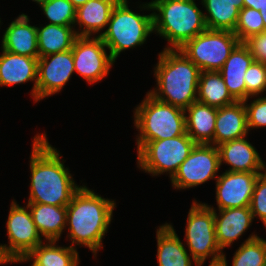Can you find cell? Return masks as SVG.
Here are the masks:
<instances>
[{
	"label": "cell",
	"mask_w": 266,
	"mask_h": 266,
	"mask_svg": "<svg viewBox=\"0 0 266 266\" xmlns=\"http://www.w3.org/2000/svg\"><path fill=\"white\" fill-rule=\"evenodd\" d=\"M114 5L105 0H89L76 9V20L74 27L79 25L77 36L100 37L108 26L109 18ZM80 30V32H79ZM101 32V33H100Z\"/></svg>",
	"instance_id": "cell-24"
},
{
	"label": "cell",
	"mask_w": 266,
	"mask_h": 266,
	"mask_svg": "<svg viewBox=\"0 0 266 266\" xmlns=\"http://www.w3.org/2000/svg\"><path fill=\"white\" fill-rule=\"evenodd\" d=\"M6 229L9 245L0 244V251L9 263H15L19 258L27 256L43 243L28 205L19 206L14 199L10 205Z\"/></svg>",
	"instance_id": "cell-10"
},
{
	"label": "cell",
	"mask_w": 266,
	"mask_h": 266,
	"mask_svg": "<svg viewBox=\"0 0 266 266\" xmlns=\"http://www.w3.org/2000/svg\"><path fill=\"white\" fill-rule=\"evenodd\" d=\"M246 100L257 97L266 91V64L253 61L245 76Z\"/></svg>",
	"instance_id": "cell-32"
},
{
	"label": "cell",
	"mask_w": 266,
	"mask_h": 266,
	"mask_svg": "<svg viewBox=\"0 0 266 266\" xmlns=\"http://www.w3.org/2000/svg\"><path fill=\"white\" fill-rule=\"evenodd\" d=\"M8 264L9 262L2 256L1 251H0V265L3 264Z\"/></svg>",
	"instance_id": "cell-41"
},
{
	"label": "cell",
	"mask_w": 266,
	"mask_h": 266,
	"mask_svg": "<svg viewBox=\"0 0 266 266\" xmlns=\"http://www.w3.org/2000/svg\"><path fill=\"white\" fill-rule=\"evenodd\" d=\"M264 6H266V0H243V7L254 8L260 11Z\"/></svg>",
	"instance_id": "cell-36"
},
{
	"label": "cell",
	"mask_w": 266,
	"mask_h": 266,
	"mask_svg": "<svg viewBox=\"0 0 266 266\" xmlns=\"http://www.w3.org/2000/svg\"><path fill=\"white\" fill-rule=\"evenodd\" d=\"M73 6L77 9L78 7L84 5L89 0H69Z\"/></svg>",
	"instance_id": "cell-38"
},
{
	"label": "cell",
	"mask_w": 266,
	"mask_h": 266,
	"mask_svg": "<svg viewBox=\"0 0 266 266\" xmlns=\"http://www.w3.org/2000/svg\"><path fill=\"white\" fill-rule=\"evenodd\" d=\"M2 50L0 55V87L34 81L31 96L36 103L38 58Z\"/></svg>",
	"instance_id": "cell-17"
},
{
	"label": "cell",
	"mask_w": 266,
	"mask_h": 266,
	"mask_svg": "<svg viewBox=\"0 0 266 266\" xmlns=\"http://www.w3.org/2000/svg\"><path fill=\"white\" fill-rule=\"evenodd\" d=\"M249 207L253 218L258 217L266 228V171L257 177Z\"/></svg>",
	"instance_id": "cell-33"
},
{
	"label": "cell",
	"mask_w": 266,
	"mask_h": 266,
	"mask_svg": "<svg viewBox=\"0 0 266 266\" xmlns=\"http://www.w3.org/2000/svg\"><path fill=\"white\" fill-rule=\"evenodd\" d=\"M36 28L39 57L71 50L77 37L74 26L47 24Z\"/></svg>",
	"instance_id": "cell-27"
},
{
	"label": "cell",
	"mask_w": 266,
	"mask_h": 266,
	"mask_svg": "<svg viewBox=\"0 0 266 266\" xmlns=\"http://www.w3.org/2000/svg\"><path fill=\"white\" fill-rule=\"evenodd\" d=\"M33 249L27 256L15 263L32 262L31 266H79L81 262L77 249L56 245L57 241H45Z\"/></svg>",
	"instance_id": "cell-25"
},
{
	"label": "cell",
	"mask_w": 266,
	"mask_h": 266,
	"mask_svg": "<svg viewBox=\"0 0 266 266\" xmlns=\"http://www.w3.org/2000/svg\"><path fill=\"white\" fill-rule=\"evenodd\" d=\"M253 61L254 57L250 54L248 47L240 42L218 71L224 79L229 93L236 101L246 100L244 76Z\"/></svg>",
	"instance_id": "cell-20"
},
{
	"label": "cell",
	"mask_w": 266,
	"mask_h": 266,
	"mask_svg": "<svg viewBox=\"0 0 266 266\" xmlns=\"http://www.w3.org/2000/svg\"><path fill=\"white\" fill-rule=\"evenodd\" d=\"M105 1H108V2L112 3L114 6H116V5L122 4L126 0H105Z\"/></svg>",
	"instance_id": "cell-40"
},
{
	"label": "cell",
	"mask_w": 266,
	"mask_h": 266,
	"mask_svg": "<svg viewBox=\"0 0 266 266\" xmlns=\"http://www.w3.org/2000/svg\"><path fill=\"white\" fill-rule=\"evenodd\" d=\"M264 31L265 25L260 11L247 7H243L239 11L238 22L233 33L240 42Z\"/></svg>",
	"instance_id": "cell-31"
},
{
	"label": "cell",
	"mask_w": 266,
	"mask_h": 266,
	"mask_svg": "<svg viewBox=\"0 0 266 266\" xmlns=\"http://www.w3.org/2000/svg\"><path fill=\"white\" fill-rule=\"evenodd\" d=\"M158 56L154 66L157 86L148 93L161 102L185 110L197 101L201 70L180 49L164 48Z\"/></svg>",
	"instance_id": "cell-3"
},
{
	"label": "cell",
	"mask_w": 266,
	"mask_h": 266,
	"mask_svg": "<svg viewBox=\"0 0 266 266\" xmlns=\"http://www.w3.org/2000/svg\"><path fill=\"white\" fill-rule=\"evenodd\" d=\"M195 144L187 133L170 139L146 142L137 151V167L152 174V177L168 172L171 179Z\"/></svg>",
	"instance_id": "cell-7"
},
{
	"label": "cell",
	"mask_w": 266,
	"mask_h": 266,
	"mask_svg": "<svg viewBox=\"0 0 266 266\" xmlns=\"http://www.w3.org/2000/svg\"><path fill=\"white\" fill-rule=\"evenodd\" d=\"M134 126L138 129L137 150L146 142L170 139L186 133L185 111L155 99L148 92L134 111Z\"/></svg>",
	"instance_id": "cell-5"
},
{
	"label": "cell",
	"mask_w": 266,
	"mask_h": 266,
	"mask_svg": "<svg viewBox=\"0 0 266 266\" xmlns=\"http://www.w3.org/2000/svg\"><path fill=\"white\" fill-rule=\"evenodd\" d=\"M226 261L225 253H223L222 259L220 262L217 263H210L209 266H228Z\"/></svg>",
	"instance_id": "cell-37"
},
{
	"label": "cell",
	"mask_w": 266,
	"mask_h": 266,
	"mask_svg": "<svg viewBox=\"0 0 266 266\" xmlns=\"http://www.w3.org/2000/svg\"><path fill=\"white\" fill-rule=\"evenodd\" d=\"M255 61L266 64V31L253 35L243 42Z\"/></svg>",
	"instance_id": "cell-35"
},
{
	"label": "cell",
	"mask_w": 266,
	"mask_h": 266,
	"mask_svg": "<svg viewBox=\"0 0 266 266\" xmlns=\"http://www.w3.org/2000/svg\"><path fill=\"white\" fill-rule=\"evenodd\" d=\"M186 221L185 244L195 262L204 264L210 257V263L220 262L224 252L216 239L214 210L193 200Z\"/></svg>",
	"instance_id": "cell-8"
},
{
	"label": "cell",
	"mask_w": 266,
	"mask_h": 266,
	"mask_svg": "<svg viewBox=\"0 0 266 266\" xmlns=\"http://www.w3.org/2000/svg\"><path fill=\"white\" fill-rule=\"evenodd\" d=\"M40 7L49 20L48 24L74 26L76 8L69 0H45Z\"/></svg>",
	"instance_id": "cell-30"
},
{
	"label": "cell",
	"mask_w": 266,
	"mask_h": 266,
	"mask_svg": "<svg viewBox=\"0 0 266 266\" xmlns=\"http://www.w3.org/2000/svg\"><path fill=\"white\" fill-rule=\"evenodd\" d=\"M32 1L36 2L40 6L45 0H32Z\"/></svg>",
	"instance_id": "cell-42"
},
{
	"label": "cell",
	"mask_w": 266,
	"mask_h": 266,
	"mask_svg": "<svg viewBox=\"0 0 266 266\" xmlns=\"http://www.w3.org/2000/svg\"><path fill=\"white\" fill-rule=\"evenodd\" d=\"M128 2L113 7L107 29L100 36L115 62L121 52L145 44L147 37L154 33L153 13H135L129 9Z\"/></svg>",
	"instance_id": "cell-6"
},
{
	"label": "cell",
	"mask_w": 266,
	"mask_h": 266,
	"mask_svg": "<svg viewBox=\"0 0 266 266\" xmlns=\"http://www.w3.org/2000/svg\"><path fill=\"white\" fill-rule=\"evenodd\" d=\"M247 102L248 99L244 101L248 130L266 127V96H258L250 104H247Z\"/></svg>",
	"instance_id": "cell-34"
},
{
	"label": "cell",
	"mask_w": 266,
	"mask_h": 266,
	"mask_svg": "<svg viewBox=\"0 0 266 266\" xmlns=\"http://www.w3.org/2000/svg\"><path fill=\"white\" fill-rule=\"evenodd\" d=\"M232 266H266V240L252 233L235 251Z\"/></svg>",
	"instance_id": "cell-29"
},
{
	"label": "cell",
	"mask_w": 266,
	"mask_h": 266,
	"mask_svg": "<svg viewBox=\"0 0 266 266\" xmlns=\"http://www.w3.org/2000/svg\"><path fill=\"white\" fill-rule=\"evenodd\" d=\"M1 49L8 52L39 58L37 28L30 25L28 15L22 13L6 28L2 37Z\"/></svg>",
	"instance_id": "cell-18"
},
{
	"label": "cell",
	"mask_w": 266,
	"mask_h": 266,
	"mask_svg": "<svg viewBox=\"0 0 266 266\" xmlns=\"http://www.w3.org/2000/svg\"><path fill=\"white\" fill-rule=\"evenodd\" d=\"M34 224L46 241H59L66 229L67 207L27 203Z\"/></svg>",
	"instance_id": "cell-23"
},
{
	"label": "cell",
	"mask_w": 266,
	"mask_h": 266,
	"mask_svg": "<svg viewBox=\"0 0 266 266\" xmlns=\"http://www.w3.org/2000/svg\"><path fill=\"white\" fill-rule=\"evenodd\" d=\"M247 111L244 101L218 108L215 121L214 139L211 143L219 146L222 143L248 135Z\"/></svg>",
	"instance_id": "cell-19"
},
{
	"label": "cell",
	"mask_w": 266,
	"mask_h": 266,
	"mask_svg": "<svg viewBox=\"0 0 266 266\" xmlns=\"http://www.w3.org/2000/svg\"><path fill=\"white\" fill-rule=\"evenodd\" d=\"M74 72L72 49L39 57L36 102L60 92Z\"/></svg>",
	"instance_id": "cell-13"
},
{
	"label": "cell",
	"mask_w": 266,
	"mask_h": 266,
	"mask_svg": "<svg viewBox=\"0 0 266 266\" xmlns=\"http://www.w3.org/2000/svg\"><path fill=\"white\" fill-rule=\"evenodd\" d=\"M217 110L216 107L198 101L184 110L186 133L196 144H211L213 142Z\"/></svg>",
	"instance_id": "cell-22"
},
{
	"label": "cell",
	"mask_w": 266,
	"mask_h": 266,
	"mask_svg": "<svg viewBox=\"0 0 266 266\" xmlns=\"http://www.w3.org/2000/svg\"><path fill=\"white\" fill-rule=\"evenodd\" d=\"M32 142L28 203L67 206L82 186L75 183L60 151L48 142L46 133L36 134Z\"/></svg>",
	"instance_id": "cell-1"
},
{
	"label": "cell",
	"mask_w": 266,
	"mask_h": 266,
	"mask_svg": "<svg viewBox=\"0 0 266 266\" xmlns=\"http://www.w3.org/2000/svg\"><path fill=\"white\" fill-rule=\"evenodd\" d=\"M206 205L214 210L216 239L222 251L242 237L254 220L249 206L222 209L216 213L217 210L213 206Z\"/></svg>",
	"instance_id": "cell-16"
},
{
	"label": "cell",
	"mask_w": 266,
	"mask_h": 266,
	"mask_svg": "<svg viewBox=\"0 0 266 266\" xmlns=\"http://www.w3.org/2000/svg\"><path fill=\"white\" fill-rule=\"evenodd\" d=\"M264 172L225 171L215 180L217 210L250 206L257 177Z\"/></svg>",
	"instance_id": "cell-14"
},
{
	"label": "cell",
	"mask_w": 266,
	"mask_h": 266,
	"mask_svg": "<svg viewBox=\"0 0 266 266\" xmlns=\"http://www.w3.org/2000/svg\"><path fill=\"white\" fill-rule=\"evenodd\" d=\"M197 101L216 108L228 106L236 102L229 93L224 79L218 71H201Z\"/></svg>",
	"instance_id": "cell-28"
},
{
	"label": "cell",
	"mask_w": 266,
	"mask_h": 266,
	"mask_svg": "<svg viewBox=\"0 0 266 266\" xmlns=\"http://www.w3.org/2000/svg\"><path fill=\"white\" fill-rule=\"evenodd\" d=\"M158 266H203L197 264L176 234L172 224L165 223L156 231Z\"/></svg>",
	"instance_id": "cell-21"
},
{
	"label": "cell",
	"mask_w": 266,
	"mask_h": 266,
	"mask_svg": "<svg viewBox=\"0 0 266 266\" xmlns=\"http://www.w3.org/2000/svg\"><path fill=\"white\" fill-rule=\"evenodd\" d=\"M220 167L218 147L212 144H195L170 181L177 190L190 189L210 179L216 180Z\"/></svg>",
	"instance_id": "cell-11"
},
{
	"label": "cell",
	"mask_w": 266,
	"mask_h": 266,
	"mask_svg": "<svg viewBox=\"0 0 266 266\" xmlns=\"http://www.w3.org/2000/svg\"><path fill=\"white\" fill-rule=\"evenodd\" d=\"M239 43L231 31L207 29L187 41L180 50L201 71H219Z\"/></svg>",
	"instance_id": "cell-9"
},
{
	"label": "cell",
	"mask_w": 266,
	"mask_h": 266,
	"mask_svg": "<svg viewBox=\"0 0 266 266\" xmlns=\"http://www.w3.org/2000/svg\"><path fill=\"white\" fill-rule=\"evenodd\" d=\"M247 136L220 144L218 147L220 165H229L231 172H265L266 163L262 161L256 148L246 139Z\"/></svg>",
	"instance_id": "cell-15"
},
{
	"label": "cell",
	"mask_w": 266,
	"mask_h": 266,
	"mask_svg": "<svg viewBox=\"0 0 266 266\" xmlns=\"http://www.w3.org/2000/svg\"><path fill=\"white\" fill-rule=\"evenodd\" d=\"M106 45L98 36H77L72 46L75 72L90 85L100 82L115 61L107 54Z\"/></svg>",
	"instance_id": "cell-12"
},
{
	"label": "cell",
	"mask_w": 266,
	"mask_h": 266,
	"mask_svg": "<svg viewBox=\"0 0 266 266\" xmlns=\"http://www.w3.org/2000/svg\"><path fill=\"white\" fill-rule=\"evenodd\" d=\"M139 8L153 11V32L168 41L165 49H180L208 29L204 13L195 0H152L140 4Z\"/></svg>",
	"instance_id": "cell-4"
},
{
	"label": "cell",
	"mask_w": 266,
	"mask_h": 266,
	"mask_svg": "<svg viewBox=\"0 0 266 266\" xmlns=\"http://www.w3.org/2000/svg\"><path fill=\"white\" fill-rule=\"evenodd\" d=\"M261 16L263 18V22L265 25V31H266V6L260 9Z\"/></svg>",
	"instance_id": "cell-39"
},
{
	"label": "cell",
	"mask_w": 266,
	"mask_h": 266,
	"mask_svg": "<svg viewBox=\"0 0 266 266\" xmlns=\"http://www.w3.org/2000/svg\"><path fill=\"white\" fill-rule=\"evenodd\" d=\"M201 3L207 12L204 17L209 30L234 32L243 0H201Z\"/></svg>",
	"instance_id": "cell-26"
},
{
	"label": "cell",
	"mask_w": 266,
	"mask_h": 266,
	"mask_svg": "<svg viewBox=\"0 0 266 266\" xmlns=\"http://www.w3.org/2000/svg\"><path fill=\"white\" fill-rule=\"evenodd\" d=\"M66 207V227L69 230L66 237L72 241L70 246L74 249L77 245L88 247L95 258L103 247V237L111 224L115 200L103 198L82 185Z\"/></svg>",
	"instance_id": "cell-2"
}]
</instances>
